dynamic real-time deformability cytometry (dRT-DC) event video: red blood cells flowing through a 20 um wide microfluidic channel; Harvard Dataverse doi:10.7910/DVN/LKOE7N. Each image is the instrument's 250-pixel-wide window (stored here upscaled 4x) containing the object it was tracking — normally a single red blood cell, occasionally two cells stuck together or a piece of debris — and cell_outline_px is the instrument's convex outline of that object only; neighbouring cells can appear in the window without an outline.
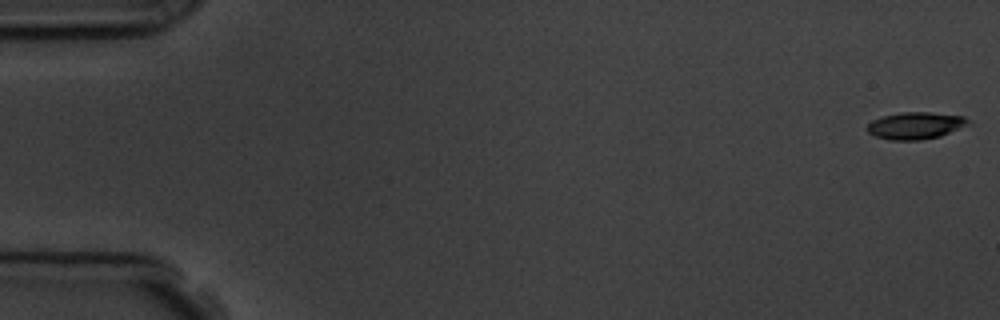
{"species": "common noctule bat (a hibernating species)", "species_latin": "Nyctalus noctula", "temperature_condition": "room temperature", "stored_images_in_passage": 5, "camera_frame_rate_fps": 3000, "um_per_image_px": 0.085, "animal": {"sex": "male", "body_mass_g": 19.5, "forearm_length_mm": 54.6}, "frame": {"image": 1, "passage_image": 1, "time_ms": 0.0, "image_size_px": [1000, 320], "cell_outline_px": [[972, 124], [940, 136], [920, 140], [888, 140], [876, 136], [868, 132], [868, 124], [872, 120], [880, 116], [900, 112], [928, 112], [964, 116], [972, 120]], "centroid_in_image_um": [77.86, 10.66], "position_along_channel_um": 7.1, "area_um2": 16.13}}